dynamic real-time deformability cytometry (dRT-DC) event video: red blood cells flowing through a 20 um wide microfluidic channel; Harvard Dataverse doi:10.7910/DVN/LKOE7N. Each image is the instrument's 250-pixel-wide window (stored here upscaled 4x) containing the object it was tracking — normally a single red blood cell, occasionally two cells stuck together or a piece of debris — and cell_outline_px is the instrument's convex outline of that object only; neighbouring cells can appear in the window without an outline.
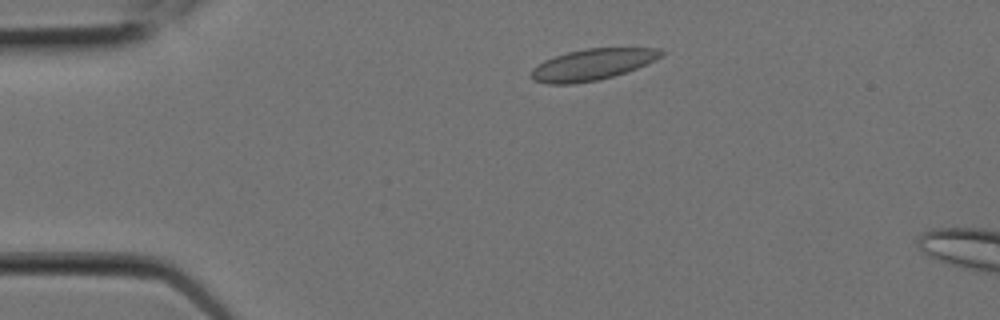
{"species": "Egyptian fruit bat (a non-hibernating species)", "species_latin": "Rousettus aegyptiacus", "temperature_condition": "room temperature", "stored_images_in_passage": 3, "camera_frame_rate_fps": 3000, "um_per_image_px": 0.085, "animal": {"sex": "female"}, "frame": {"image": 1, "passage_image": 1, "time_ms": 0.0, "image_size_px": [1000, 320], "cell_outline_px": [[668, 52], [664, 56], [656, 60], [636, 68], [612, 76], [596, 80], [576, 84], [548, 84], [532, 80], [532, 68], [544, 60], [568, 52], [584, 48], [656, 48]], "centroid_in_image_um": [50.37, 5.48], "position_along_channel_um": 34.6, "area_um2": 23.64}}